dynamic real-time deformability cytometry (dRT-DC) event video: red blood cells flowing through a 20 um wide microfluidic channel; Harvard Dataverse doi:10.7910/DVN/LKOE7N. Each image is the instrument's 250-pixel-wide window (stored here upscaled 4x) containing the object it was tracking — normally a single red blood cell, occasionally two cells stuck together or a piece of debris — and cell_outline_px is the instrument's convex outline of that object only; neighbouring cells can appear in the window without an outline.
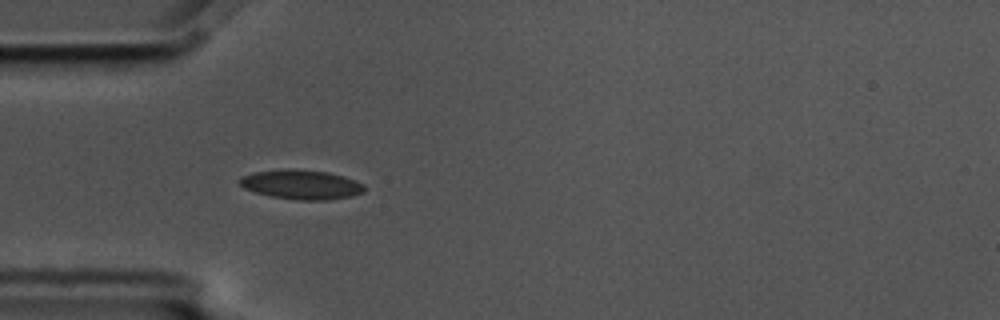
{"species": "common noctule bat (a hibernating species)", "species_latin": "Nyctalus noctula", "temperature_condition": "cold", "stored_images_in_passage": 3, "camera_frame_rate_fps": 3000, "um_per_image_px": 0.085, "animal": {"sex": "male", "body_mass_g": 17.5, "forearm_length_mm": 52.3}, "frame": {"image": 1, "passage_image": 3, "time_ms": 0.667, "image_size_px": [1000, 320], "cell_outline_px": [[364, 192], [352, 196], [328, 200], [300, 200], [272, 196], [256, 192], [244, 188], [240, 184], [240, 176], [256, 172], [288, 168], [292, 168], [328, 172], [344, 176], [364, 184]], "centroid_in_image_um": [25.64, 15.68], "position_along_channel_um": 59.4, "area_um2": 21.33}}